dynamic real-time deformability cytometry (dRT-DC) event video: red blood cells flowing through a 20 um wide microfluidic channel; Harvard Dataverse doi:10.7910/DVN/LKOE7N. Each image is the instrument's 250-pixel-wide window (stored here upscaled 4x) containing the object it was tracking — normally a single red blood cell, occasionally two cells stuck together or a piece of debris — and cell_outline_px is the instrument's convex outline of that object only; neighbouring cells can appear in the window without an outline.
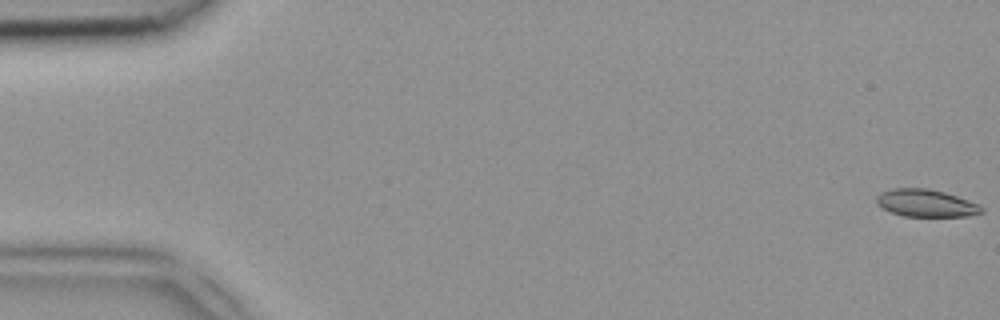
{"species": "common noctule bat (a hibernating species)", "species_latin": "Nyctalus noctula", "temperature_condition": "room temperature", "stored_images_in_passage": 48, "camera_frame_rate_fps": 3000, "um_per_image_px": 0.085, "animal": {"sex": "female", "body_mass_g": 18.4}, "frame": {"image": 1, "passage_image": 1, "time_ms": 0.0, "image_size_px": [1000, 320], "cell_outline_px": [[984, 212], [968, 216], [904, 216], [892, 212], [876, 204], [876, 196], [880, 192], [892, 188], [928, 188], [944, 192], [968, 200], [984, 208]], "centroid_in_image_um": [78.69, 17.26], "position_along_channel_um": 6.3, "area_um2": 16.7}}
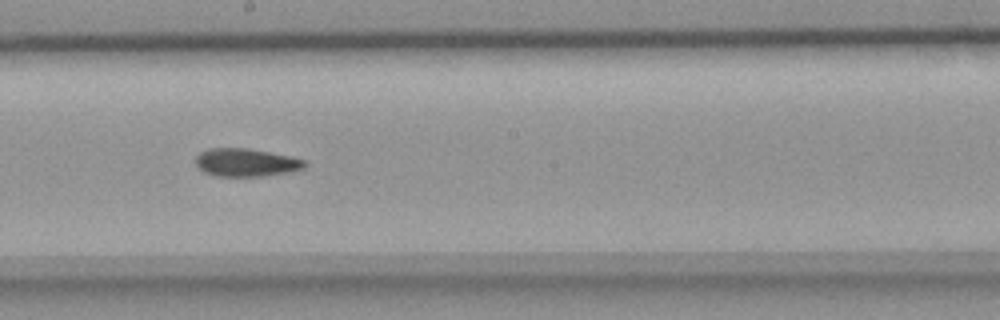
{"frame": {"image": 2, "passage_image": 27, "time_ms": 8.667, "image_size_px": [1000, 320], "cell_outline_px": [[308, 164], [304, 168], [292, 172], [264, 176], [216, 176], [204, 172], [196, 164], [196, 156], [200, 152], [208, 148], [248, 148], [292, 156], [304, 160]], "centroid_in_image_um": [20.95, 13.81], "position_along_channel_um": 227.3, "area_um2": 17.98}}
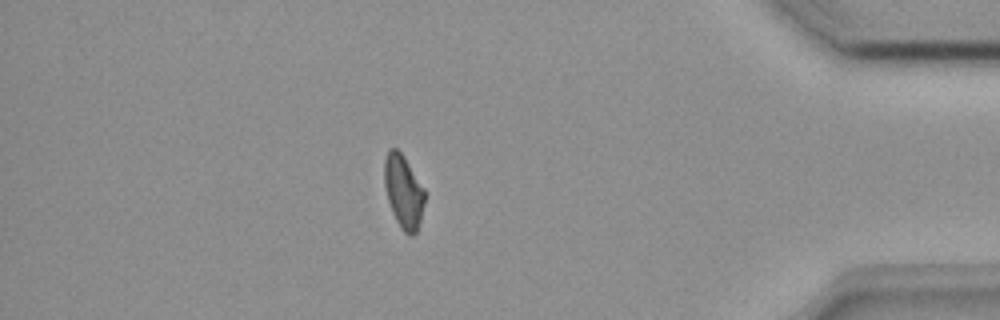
{"frame": {"image": 3, "passage_image": 42, "time_ms": 13.667, "image_size_px": [1000, 320], "cell_outline_px": [[424, 204], [420, 220], [416, 232], [412, 236], [404, 232], [400, 228], [392, 212], [388, 200], [384, 184], [384, 160], [388, 148], [396, 148], [404, 156], [424, 188]], "centroid_in_image_um": [34.28, 16.26], "position_along_channel_um": 400.9, "area_um2": 17.17}}